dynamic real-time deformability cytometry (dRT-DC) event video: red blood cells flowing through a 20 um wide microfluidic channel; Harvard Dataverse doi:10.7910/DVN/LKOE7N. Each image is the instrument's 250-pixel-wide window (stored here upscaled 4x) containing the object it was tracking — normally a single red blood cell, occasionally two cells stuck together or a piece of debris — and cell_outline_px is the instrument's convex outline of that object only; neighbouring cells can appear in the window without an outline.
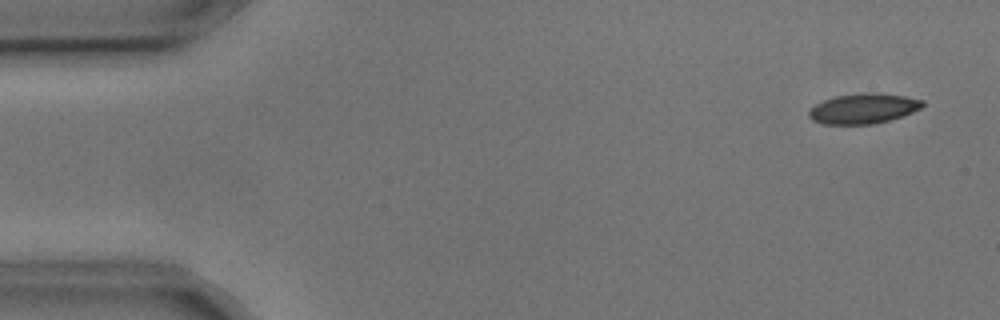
{"species": "common noctule bat (a hibernating species)", "species_latin": "Nyctalus noctula", "temperature_condition": "cold", "stored_images_in_passage": 4, "camera_frame_rate_fps": 3000, "um_per_image_px": 0.085, "animal": {"sex": "male", "body_mass_g": 17.9, "forearm_length_mm": 54.2}, "frame": {"image": 1, "passage_image": 1, "time_ms": 0.0, "image_size_px": [1000, 320], "cell_outline_px": [[924, 104], [920, 108], [904, 116], [872, 124], [824, 124], [812, 120], [808, 116], [808, 112], [816, 104], [824, 100], [836, 96], [872, 92], [904, 96], [924, 100]], "centroid_in_image_um": [73.39, 9.23], "position_along_channel_um": 11.6, "area_um2": 19.77}}